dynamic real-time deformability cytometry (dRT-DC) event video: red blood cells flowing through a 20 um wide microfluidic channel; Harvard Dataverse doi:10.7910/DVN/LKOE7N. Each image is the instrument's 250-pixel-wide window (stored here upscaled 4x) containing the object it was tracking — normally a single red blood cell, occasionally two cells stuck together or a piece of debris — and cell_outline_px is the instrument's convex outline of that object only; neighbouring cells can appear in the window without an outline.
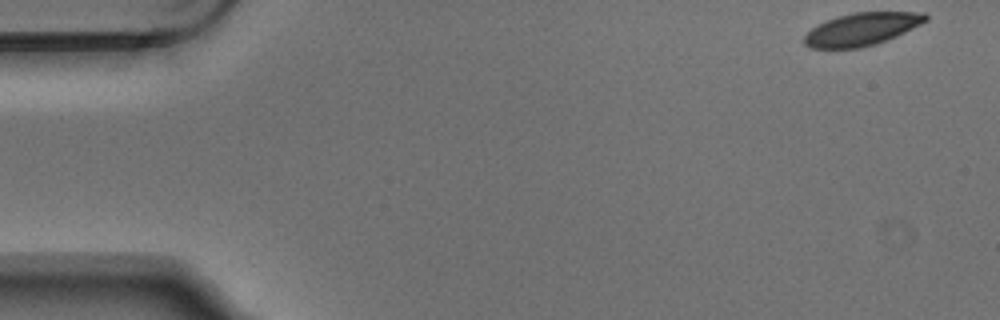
{"species": "Egyptian fruit bat (a non-hibernating species)", "species_latin": "Rousettus aegyptiacus", "temperature_condition": "warm", "stored_images_in_passage": 4, "camera_frame_rate_fps": 3000, "um_per_image_px": 0.085, "animal": {"sex": "male"}, "frame": {"image": 1, "passage_image": 1, "time_ms": 0.0, "image_size_px": [1000, 320], "cell_outline_px": [[928, 20], [896, 36], [876, 44], [860, 48], [808, 48], [804, 44], [804, 36], [812, 28], [836, 16], [852, 12], [924, 12], [928, 16]], "centroid_in_image_um": [73.25, 2.48], "position_along_channel_um": 11.8, "area_um2": 23.0}}
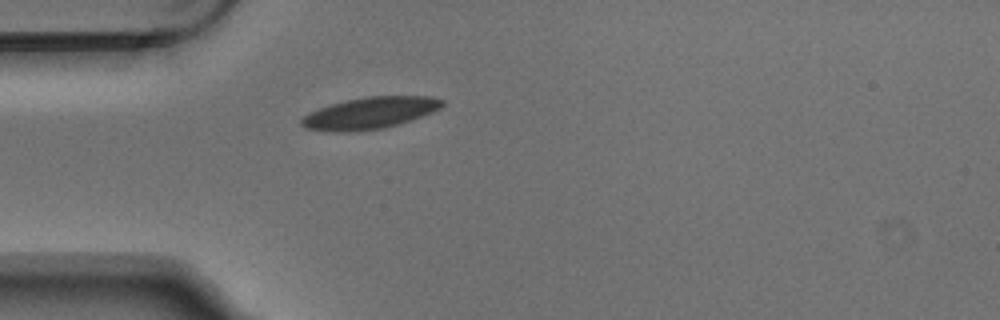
{"frame": {"image": 2, "passage_image": 4, "time_ms": 1.0, "image_size_px": [1000, 320], "cell_outline_px": [[444, 104], [440, 108], [420, 116], [384, 128], [356, 132], [328, 132], [304, 128], [300, 124], [300, 120], [308, 112], [344, 100], [368, 96], [432, 96], [444, 100]], "centroid_in_image_um": [31.38, 9.61], "position_along_channel_um": 53.6, "area_um2": 26.01}}